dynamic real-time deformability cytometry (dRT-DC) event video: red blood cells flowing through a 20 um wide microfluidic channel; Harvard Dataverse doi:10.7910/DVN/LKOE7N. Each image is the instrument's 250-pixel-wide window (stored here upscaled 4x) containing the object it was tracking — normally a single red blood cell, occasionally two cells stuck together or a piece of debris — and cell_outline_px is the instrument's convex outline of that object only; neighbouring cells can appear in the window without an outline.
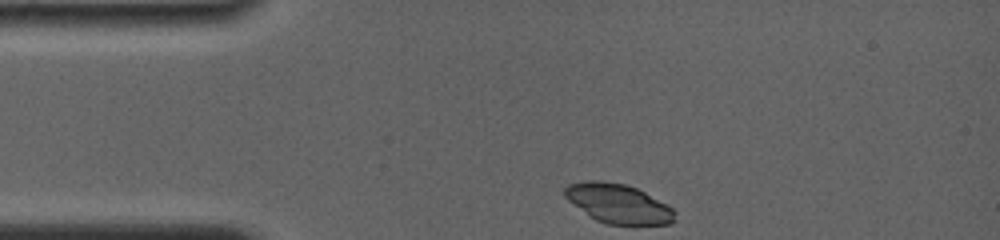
{"species": "common noctule bat (a hibernating species)", "species_latin": "Nyctalus noctula", "temperature_condition": "room temperature", "stored_images_in_passage": 7, "camera_frame_rate_fps": 4000, "um_per_image_px": 0.085, "animal": {"sex": "female", "body_mass_g": 19.0, "forearm_length_mm": 56.7}, "frame": {"image": 1, "passage_image": 1, "time_ms": 0.0, "image_size_px": [1000, 240], "cell_outline_px": [[676, 220], [672, 224], [608, 224], [596, 220], [568, 200], [564, 196], [564, 188], [568, 184], [584, 180], [600, 180], [624, 184], [636, 188], [644, 192], [672, 208], [676, 212]], "centroid_in_image_um": [52.54, 17.29], "position_along_channel_um": 32.5, "area_um2": 25.03}}
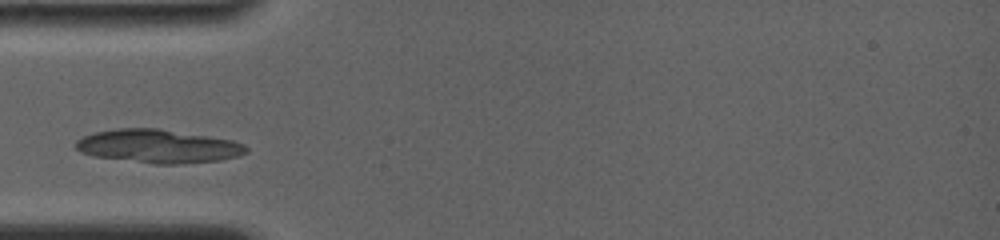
{"frame": {"image": 2, "passage_image": 7, "time_ms": 2.0, "image_size_px": [1000, 240], "cell_outline_px": [[248, 152], [240, 156], [220, 160], [176, 164], [156, 164], [96, 156], [80, 152], [76, 148], [76, 140], [92, 132], [116, 128], [156, 128], [208, 136], [232, 140], [244, 144], [248, 148]], "centroid_in_image_um": [13.46, 12.42], "position_along_channel_um": 71.5, "area_um2": 33.12}}